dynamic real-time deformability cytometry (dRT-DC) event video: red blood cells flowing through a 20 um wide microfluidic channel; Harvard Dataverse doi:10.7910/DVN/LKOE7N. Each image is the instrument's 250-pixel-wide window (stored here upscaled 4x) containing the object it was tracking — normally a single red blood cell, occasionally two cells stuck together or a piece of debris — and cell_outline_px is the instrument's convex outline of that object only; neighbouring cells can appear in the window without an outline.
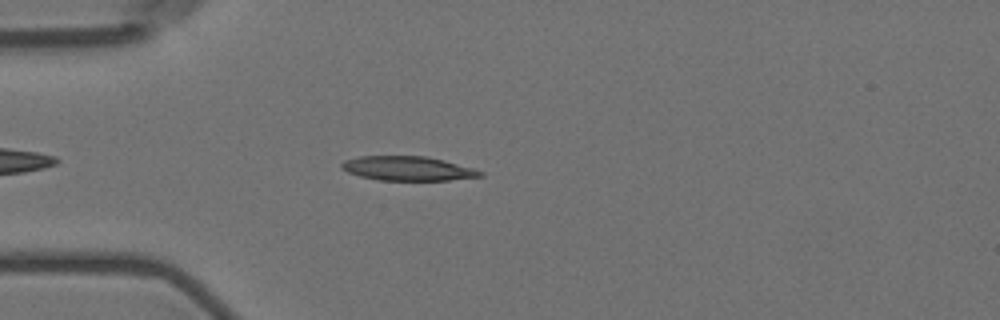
{"species": "Egyptian fruit bat (a non-hibernating species)", "species_latin": "Rousettus aegyptiacus", "temperature_condition": "room temperature", "stored_images_in_passage": 5, "camera_frame_rate_fps": 3000, "um_per_image_px": 0.085, "animal": {"sex": "female"}, "frame": {"image": 1, "passage_image": 4, "time_ms": 4.333, "image_size_px": [1000, 320], "cell_outline_px": [[484, 176], [448, 180], [380, 180], [360, 176], [348, 172], [340, 168], [340, 164], [344, 160], [360, 156], [428, 156], [444, 160], [472, 168], [484, 172]], "centroid_in_image_um": [34.65, 14.31], "position_along_channel_um": 50.4, "area_um2": 19.59}}